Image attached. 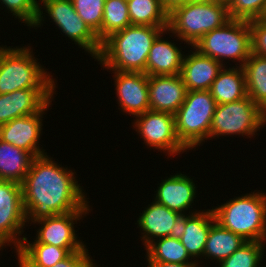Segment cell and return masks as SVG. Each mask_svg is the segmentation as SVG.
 Returning <instances> with one entry per match:
<instances>
[{
    "instance_id": "cell-1",
    "label": "cell",
    "mask_w": 266,
    "mask_h": 267,
    "mask_svg": "<svg viewBox=\"0 0 266 267\" xmlns=\"http://www.w3.org/2000/svg\"><path fill=\"white\" fill-rule=\"evenodd\" d=\"M52 158L47 154L34 157L22 183L27 226L46 217L72 211H92L84 187L80 182L78 184L75 170L62 167Z\"/></svg>"
},
{
    "instance_id": "cell-2",
    "label": "cell",
    "mask_w": 266,
    "mask_h": 267,
    "mask_svg": "<svg viewBox=\"0 0 266 267\" xmlns=\"http://www.w3.org/2000/svg\"><path fill=\"white\" fill-rule=\"evenodd\" d=\"M167 28L131 25L110 34L101 42L94 60L102 70L146 73L150 48L157 36Z\"/></svg>"
},
{
    "instance_id": "cell-3",
    "label": "cell",
    "mask_w": 266,
    "mask_h": 267,
    "mask_svg": "<svg viewBox=\"0 0 266 267\" xmlns=\"http://www.w3.org/2000/svg\"><path fill=\"white\" fill-rule=\"evenodd\" d=\"M30 45L0 46L1 95L21 89L58 88L57 80L37 61L39 59L34 56Z\"/></svg>"
},
{
    "instance_id": "cell-4",
    "label": "cell",
    "mask_w": 266,
    "mask_h": 267,
    "mask_svg": "<svg viewBox=\"0 0 266 267\" xmlns=\"http://www.w3.org/2000/svg\"><path fill=\"white\" fill-rule=\"evenodd\" d=\"M216 222L246 241L266 242V193L254 190L212 207Z\"/></svg>"
},
{
    "instance_id": "cell-5",
    "label": "cell",
    "mask_w": 266,
    "mask_h": 267,
    "mask_svg": "<svg viewBox=\"0 0 266 267\" xmlns=\"http://www.w3.org/2000/svg\"><path fill=\"white\" fill-rule=\"evenodd\" d=\"M230 20L227 3L188 2L168 14L170 37L193 47L206 33ZM173 35V36H172Z\"/></svg>"
},
{
    "instance_id": "cell-6",
    "label": "cell",
    "mask_w": 266,
    "mask_h": 267,
    "mask_svg": "<svg viewBox=\"0 0 266 267\" xmlns=\"http://www.w3.org/2000/svg\"><path fill=\"white\" fill-rule=\"evenodd\" d=\"M193 48L224 67L225 60H228L227 63L238 61L235 66L243 67L252 53L249 21L230 19L223 26L206 33Z\"/></svg>"
},
{
    "instance_id": "cell-7",
    "label": "cell",
    "mask_w": 266,
    "mask_h": 267,
    "mask_svg": "<svg viewBox=\"0 0 266 267\" xmlns=\"http://www.w3.org/2000/svg\"><path fill=\"white\" fill-rule=\"evenodd\" d=\"M216 105L209 90L187 91L174 116L177 138L188 152L209 140Z\"/></svg>"
},
{
    "instance_id": "cell-8",
    "label": "cell",
    "mask_w": 266,
    "mask_h": 267,
    "mask_svg": "<svg viewBox=\"0 0 266 267\" xmlns=\"http://www.w3.org/2000/svg\"><path fill=\"white\" fill-rule=\"evenodd\" d=\"M263 127H266V113L247 95L234 102L216 105L209 140L229 135L253 138Z\"/></svg>"
},
{
    "instance_id": "cell-9",
    "label": "cell",
    "mask_w": 266,
    "mask_h": 267,
    "mask_svg": "<svg viewBox=\"0 0 266 267\" xmlns=\"http://www.w3.org/2000/svg\"><path fill=\"white\" fill-rule=\"evenodd\" d=\"M42 4V5H41ZM51 19L53 24L63 32L65 37L74 41L75 45L87 52L88 55L96 59L101 50V42L97 35L86 25L78 16L71 0H41L38 2V15L32 28L36 29L43 26L46 16ZM37 27V28H36Z\"/></svg>"
},
{
    "instance_id": "cell-10",
    "label": "cell",
    "mask_w": 266,
    "mask_h": 267,
    "mask_svg": "<svg viewBox=\"0 0 266 267\" xmlns=\"http://www.w3.org/2000/svg\"><path fill=\"white\" fill-rule=\"evenodd\" d=\"M134 118L132 129L135 128L145 146L162 151L172 158L188 151L177 138L174 114L147 110Z\"/></svg>"
},
{
    "instance_id": "cell-11",
    "label": "cell",
    "mask_w": 266,
    "mask_h": 267,
    "mask_svg": "<svg viewBox=\"0 0 266 267\" xmlns=\"http://www.w3.org/2000/svg\"><path fill=\"white\" fill-rule=\"evenodd\" d=\"M90 211H72L66 214L55 215L36 220L37 225L35 240L32 243H44L61 248H66L70 253L82 250L87 244L77 235L75 224ZM79 238V239H78Z\"/></svg>"
},
{
    "instance_id": "cell-12",
    "label": "cell",
    "mask_w": 266,
    "mask_h": 267,
    "mask_svg": "<svg viewBox=\"0 0 266 267\" xmlns=\"http://www.w3.org/2000/svg\"><path fill=\"white\" fill-rule=\"evenodd\" d=\"M51 104L52 101L36 114L16 118L0 125V139L29 152L33 157L47 154L39 141L43 134V114L52 107Z\"/></svg>"
},
{
    "instance_id": "cell-13",
    "label": "cell",
    "mask_w": 266,
    "mask_h": 267,
    "mask_svg": "<svg viewBox=\"0 0 266 267\" xmlns=\"http://www.w3.org/2000/svg\"><path fill=\"white\" fill-rule=\"evenodd\" d=\"M114 75L115 94L120 111L125 115L136 117L150 110L148 80L149 76L142 72L109 71Z\"/></svg>"
},
{
    "instance_id": "cell-14",
    "label": "cell",
    "mask_w": 266,
    "mask_h": 267,
    "mask_svg": "<svg viewBox=\"0 0 266 267\" xmlns=\"http://www.w3.org/2000/svg\"><path fill=\"white\" fill-rule=\"evenodd\" d=\"M193 179L181 172L162 179L154 193V201L183 216L200 211L196 209L191 211L193 205L195 206L194 201H197L194 200L197 197V184Z\"/></svg>"
},
{
    "instance_id": "cell-15",
    "label": "cell",
    "mask_w": 266,
    "mask_h": 267,
    "mask_svg": "<svg viewBox=\"0 0 266 267\" xmlns=\"http://www.w3.org/2000/svg\"><path fill=\"white\" fill-rule=\"evenodd\" d=\"M56 89H21L0 94V125L36 114L54 100Z\"/></svg>"
},
{
    "instance_id": "cell-16",
    "label": "cell",
    "mask_w": 266,
    "mask_h": 267,
    "mask_svg": "<svg viewBox=\"0 0 266 267\" xmlns=\"http://www.w3.org/2000/svg\"><path fill=\"white\" fill-rule=\"evenodd\" d=\"M143 209L137 218V228L140 229V238L144 249L154 240L177 235L183 215L171 211L165 205L152 200Z\"/></svg>"
},
{
    "instance_id": "cell-17",
    "label": "cell",
    "mask_w": 266,
    "mask_h": 267,
    "mask_svg": "<svg viewBox=\"0 0 266 267\" xmlns=\"http://www.w3.org/2000/svg\"><path fill=\"white\" fill-rule=\"evenodd\" d=\"M186 93L180 74L149 76L150 110L175 114L184 102Z\"/></svg>"
},
{
    "instance_id": "cell-18",
    "label": "cell",
    "mask_w": 266,
    "mask_h": 267,
    "mask_svg": "<svg viewBox=\"0 0 266 267\" xmlns=\"http://www.w3.org/2000/svg\"><path fill=\"white\" fill-rule=\"evenodd\" d=\"M215 221L214 212L211 208L184 215L181 219L177 235L185 246L187 253L193 260L196 259L195 261L196 263L199 262L198 264H202L201 259L210 227Z\"/></svg>"
},
{
    "instance_id": "cell-19",
    "label": "cell",
    "mask_w": 266,
    "mask_h": 267,
    "mask_svg": "<svg viewBox=\"0 0 266 267\" xmlns=\"http://www.w3.org/2000/svg\"><path fill=\"white\" fill-rule=\"evenodd\" d=\"M183 59L180 76L187 91L209 90L223 65L217 60L200 54L193 47ZM193 50V51H192Z\"/></svg>"
},
{
    "instance_id": "cell-20",
    "label": "cell",
    "mask_w": 266,
    "mask_h": 267,
    "mask_svg": "<svg viewBox=\"0 0 266 267\" xmlns=\"http://www.w3.org/2000/svg\"><path fill=\"white\" fill-rule=\"evenodd\" d=\"M167 33H169L168 28L157 36L150 48L146 63V74L148 76L178 75L181 72L186 53L182 51L183 48L176 46L178 43L171 42L174 40L163 37L164 34L168 35Z\"/></svg>"
},
{
    "instance_id": "cell-21",
    "label": "cell",
    "mask_w": 266,
    "mask_h": 267,
    "mask_svg": "<svg viewBox=\"0 0 266 267\" xmlns=\"http://www.w3.org/2000/svg\"><path fill=\"white\" fill-rule=\"evenodd\" d=\"M216 104L230 103L247 96L243 67L228 65L218 73L209 89Z\"/></svg>"
},
{
    "instance_id": "cell-22",
    "label": "cell",
    "mask_w": 266,
    "mask_h": 267,
    "mask_svg": "<svg viewBox=\"0 0 266 267\" xmlns=\"http://www.w3.org/2000/svg\"><path fill=\"white\" fill-rule=\"evenodd\" d=\"M33 158L29 152L0 139V180L22 184Z\"/></svg>"
},
{
    "instance_id": "cell-23",
    "label": "cell",
    "mask_w": 266,
    "mask_h": 267,
    "mask_svg": "<svg viewBox=\"0 0 266 267\" xmlns=\"http://www.w3.org/2000/svg\"><path fill=\"white\" fill-rule=\"evenodd\" d=\"M246 240L241 236L223 228L218 222H214L207 237L206 246L203 252L204 259H211L213 263L219 264L227 259L234 251L239 249Z\"/></svg>"
},
{
    "instance_id": "cell-24",
    "label": "cell",
    "mask_w": 266,
    "mask_h": 267,
    "mask_svg": "<svg viewBox=\"0 0 266 267\" xmlns=\"http://www.w3.org/2000/svg\"><path fill=\"white\" fill-rule=\"evenodd\" d=\"M146 262H169L178 264H198L192 260L178 235L159 238L146 248Z\"/></svg>"
},
{
    "instance_id": "cell-25",
    "label": "cell",
    "mask_w": 266,
    "mask_h": 267,
    "mask_svg": "<svg viewBox=\"0 0 266 267\" xmlns=\"http://www.w3.org/2000/svg\"><path fill=\"white\" fill-rule=\"evenodd\" d=\"M243 69L247 95L266 113V57L251 53Z\"/></svg>"
},
{
    "instance_id": "cell-26",
    "label": "cell",
    "mask_w": 266,
    "mask_h": 267,
    "mask_svg": "<svg viewBox=\"0 0 266 267\" xmlns=\"http://www.w3.org/2000/svg\"><path fill=\"white\" fill-rule=\"evenodd\" d=\"M131 25L168 28V13L160 0H126Z\"/></svg>"
},
{
    "instance_id": "cell-27",
    "label": "cell",
    "mask_w": 266,
    "mask_h": 267,
    "mask_svg": "<svg viewBox=\"0 0 266 267\" xmlns=\"http://www.w3.org/2000/svg\"><path fill=\"white\" fill-rule=\"evenodd\" d=\"M27 227L26 215L23 207H7L0 209V245L12 246L18 249L24 239L23 230Z\"/></svg>"
},
{
    "instance_id": "cell-28",
    "label": "cell",
    "mask_w": 266,
    "mask_h": 267,
    "mask_svg": "<svg viewBox=\"0 0 266 267\" xmlns=\"http://www.w3.org/2000/svg\"><path fill=\"white\" fill-rule=\"evenodd\" d=\"M29 240L24 235L18 250L36 267H52L70 254L66 248L44 243H31Z\"/></svg>"
},
{
    "instance_id": "cell-29",
    "label": "cell",
    "mask_w": 266,
    "mask_h": 267,
    "mask_svg": "<svg viewBox=\"0 0 266 267\" xmlns=\"http://www.w3.org/2000/svg\"><path fill=\"white\" fill-rule=\"evenodd\" d=\"M131 26L126 0H105L101 42L110 34Z\"/></svg>"
},
{
    "instance_id": "cell-30",
    "label": "cell",
    "mask_w": 266,
    "mask_h": 267,
    "mask_svg": "<svg viewBox=\"0 0 266 267\" xmlns=\"http://www.w3.org/2000/svg\"><path fill=\"white\" fill-rule=\"evenodd\" d=\"M266 242L246 241L227 259L221 261L218 267H261L265 258Z\"/></svg>"
},
{
    "instance_id": "cell-31",
    "label": "cell",
    "mask_w": 266,
    "mask_h": 267,
    "mask_svg": "<svg viewBox=\"0 0 266 267\" xmlns=\"http://www.w3.org/2000/svg\"><path fill=\"white\" fill-rule=\"evenodd\" d=\"M78 16L101 42V27L105 0H71Z\"/></svg>"
},
{
    "instance_id": "cell-32",
    "label": "cell",
    "mask_w": 266,
    "mask_h": 267,
    "mask_svg": "<svg viewBox=\"0 0 266 267\" xmlns=\"http://www.w3.org/2000/svg\"><path fill=\"white\" fill-rule=\"evenodd\" d=\"M230 19L252 21L266 16V0H228Z\"/></svg>"
},
{
    "instance_id": "cell-33",
    "label": "cell",
    "mask_w": 266,
    "mask_h": 267,
    "mask_svg": "<svg viewBox=\"0 0 266 267\" xmlns=\"http://www.w3.org/2000/svg\"><path fill=\"white\" fill-rule=\"evenodd\" d=\"M0 4L3 5L2 10L5 7L8 14L14 16V19H18L19 23L21 21V23H25L24 26H28L29 29L35 24L38 15L36 0H0Z\"/></svg>"
},
{
    "instance_id": "cell-34",
    "label": "cell",
    "mask_w": 266,
    "mask_h": 267,
    "mask_svg": "<svg viewBox=\"0 0 266 267\" xmlns=\"http://www.w3.org/2000/svg\"><path fill=\"white\" fill-rule=\"evenodd\" d=\"M7 207H23L22 184L0 180V209Z\"/></svg>"
},
{
    "instance_id": "cell-35",
    "label": "cell",
    "mask_w": 266,
    "mask_h": 267,
    "mask_svg": "<svg viewBox=\"0 0 266 267\" xmlns=\"http://www.w3.org/2000/svg\"><path fill=\"white\" fill-rule=\"evenodd\" d=\"M252 53L266 57V16L249 21Z\"/></svg>"
},
{
    "instance_id": "cell-36",
    "label": "cell",
    "mask_w": 266,
    "mask_h": 267,
    "mask_svg": "<svg viewBox=\"0 0 266 267\" xmlns=\"http://www.w3.org/2000/svg\"><path fill=\"white\" fill-rule=\"evenodd\" d=\"M86 247L80 251L71 252L66 258L58 261L52 267H89L94 262V259L89 255V250Z\"/></svg>"
},
{
    "instance_id": "cell-37",
    "label": "cell",
    "mask_w": 266,
    "mask_h": 267,
    "mask_svg": "<svg viewBox=\"0 0 266 267\" xmlns=\"http://www.w3.org/2000/svg\"><path fill=\"white\" fill-rule=\"evenodd\" d=\"M160 1L164 10L169 14L175 8L182 5H186L188 2H191L192 0H160Z\"/></svg>"
},
{
    "instance_id": "cell-38",
    "label": "cell",
    "mask_w": 266,
    "mask_h": 267,
    "mask_svg": "<svg viewBox=\"0 0 266 267\" xmlns=\"http://www.w3.org/2000/svg\"><path fill=\"white\" fill-rule=\"evenodd\" d=\"M147 267H203L199 264H178L169 262H147Z\"/></svg>"
},
{
    "instance_id": "cell-39",
    "label": "cell",
    "mask_w": 266,
    "mask_h": 267,
    "mask_svg": "<svg viewBox=\"0 0 266 267\" xmlns=\"http://www.w3.org/2000/svg\"><path fill=\"white\" fill-rule=\"evenodd\" d=\"M17 255L18 266L19 267H36L33 263H31L18 249L14 251Z\"/></svg>"
},
{
    "instance_id": "cell-40",
    "label": "cell",
    "mask_w": 266,
    "mask_h": 267,
    "mask_svg": "<svg viewBox=\"0 0 266 267\" xmlns=\"http://www.w3.org/2000/svg\"><path fill=\"white\" fill-rule=\"evenodd\" d=\"M199 3H227L228 0H192Z\"/></svg>"
},
{
    "instance_id": "cell-41",
    "label": "cell",
    "mask_w": 266,
    "mask_h": 267,
    "mask_svg": "<svg viewBox=\"0 0 266 267\" xmlns=\"http://www.w3.org/2000/svg\"><path fill=\"white\" fill-rule=\"evenodd\" d=\"M97 263H91L89 267H98L99 265H96Z\"/></svg>"
},
{
    "instance_id": "cell-42",
    "label": "cell",
    "mask_w": 266,
    "mask_h": 267,
    "mask_svg": "<svg viewBox=\"0 0 266 267\" xmlns=\"http://www.w3.org/2000/svg\"><path fill=\"white\" fill-rule=\"evenodd\" d=\"M5 247H6V246H4V245H0V251H1V250H4ZM0 255H1V253H0Z\"/></svg>"
}]
</instances>
